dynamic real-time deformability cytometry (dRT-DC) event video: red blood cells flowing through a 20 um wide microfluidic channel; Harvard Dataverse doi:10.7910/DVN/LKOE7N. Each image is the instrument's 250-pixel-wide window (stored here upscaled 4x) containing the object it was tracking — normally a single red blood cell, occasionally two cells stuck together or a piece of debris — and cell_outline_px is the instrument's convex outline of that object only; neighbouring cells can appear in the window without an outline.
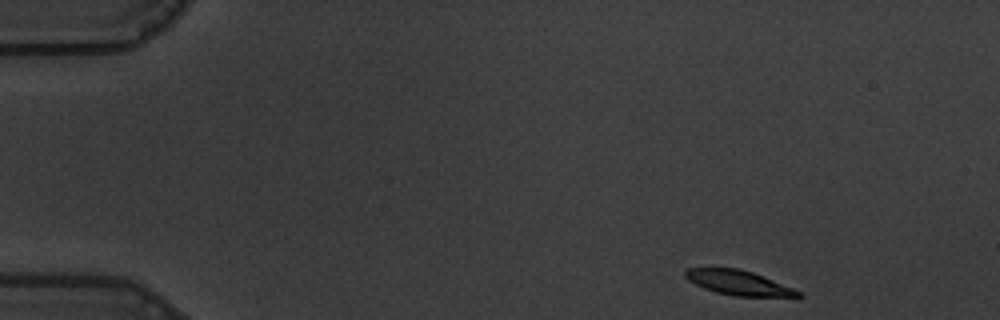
{"species": "common noctule bat (a hibernating species)", "species_latin": "Nyctalus noctula", "temperature_condition": "warm", "stored_images_in_passage": 52, "camera_frame_rate_fps": 3000, "um_per_image_px": 0.085, "animal": {"sex": "male", "body_mass_g": 19.5, "forearm_length_mm": 54.6}, "frame": {"image": 1, "passage_image": 1, "time_ms": 0.0, "image_size_px": [1000, 320], "cell_outline_px": [[804, 296], [800, 300], [736, 296], [716, 292], [704, 288], [688, 280], [684, 276], [684, 272], [688, 268], [740, 268], [752, 272], [792, 288], [800, 292]], "centroid_in_image_um": [62.93, 24.09], "position_along_channel_um": 22.1, "area_um2": 16.82}}
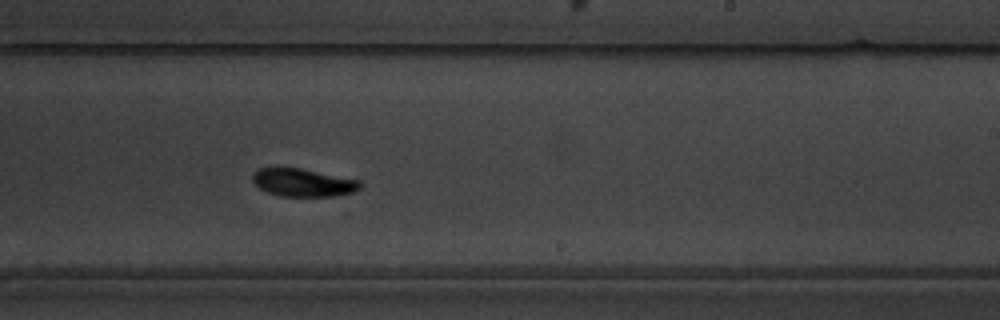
{"frame": {"image": 2, "passage_image": 30, "time_ms": 9.667, "image_size_px": [1000, 320], "cell_outline_px": [[364, 184], [356, 192], [336, 196], [280, 196], [268, 192], [260, 188], [252, 180], [252, 176], [256, 168], [300, 168], [360, 180]], "centroid_in_image_um": [25.81, 15.52], "position_along_channel_um": 263.2, "area_um2": 17.57}}
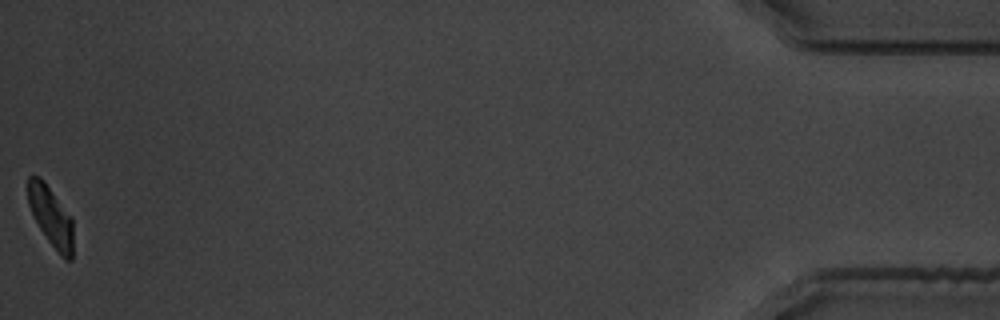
{"frame": {"image": 3, "passage_image": 52, "time_ms": 17.0, "image_size_px": [1000, 320], "cell_outline_px": [[72, 260], [64, 260], [60, 256], [48, 240], [40, 228], [28, 204], [28, 176], [40, 176], [44, 180], [72, 216]], "centroid_in_image_um": [4.34, 18.38], "position_along_channel_um": 430.9, "area_um2": 15.78}, "authors_computed_cell_mechanics": {"area_um2": 17.7446, "velocity_mm_per_s": 3.5003, "shape_relaxation_time_tau1_ms": 3.3026, "shape_relaxation_time_tau2_ms": 2.896, "deformation_change_tau1": 0.1691, "deformation_change_tau2": 0.0744}}